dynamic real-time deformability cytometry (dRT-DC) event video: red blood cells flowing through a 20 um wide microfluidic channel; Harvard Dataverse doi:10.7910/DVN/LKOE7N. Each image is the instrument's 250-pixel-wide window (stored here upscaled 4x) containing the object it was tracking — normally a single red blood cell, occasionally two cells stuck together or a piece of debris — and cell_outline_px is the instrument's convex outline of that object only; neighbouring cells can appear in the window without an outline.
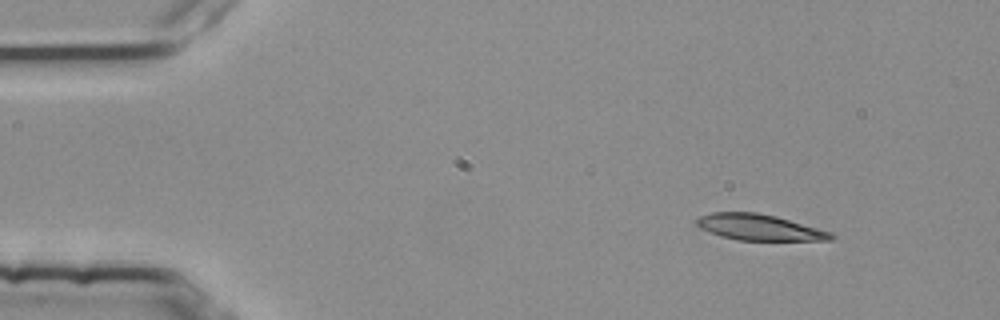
{"species": "common noctule bat (a hibernating species)", "species_latin": "Nyctalus noctula", "temperature_condition": "room temperature", "stored_images_in_passage": 2, "camera_frame_rate_fps": 3000, "um_per_image_px": 0.085, "animal": {"sex": "female", "body_mass_g": 25.1}, "frame": {"image": 1, "passage_image": 1, "time_ms": 0.0, "image_size_px": [1000, 320], "cell_outline_px": [[836, 236], [832, 240], [736, 240], [720, 236], [700, 228], [696, 224], [696, 220], [700, 216], [712, 212], [756, 212], [776, 216], [832, 232]], "centroid_in_image_um": [64.54, 19.32], "position_along_channel_um": 20.5, "area_um2": 20.35}}